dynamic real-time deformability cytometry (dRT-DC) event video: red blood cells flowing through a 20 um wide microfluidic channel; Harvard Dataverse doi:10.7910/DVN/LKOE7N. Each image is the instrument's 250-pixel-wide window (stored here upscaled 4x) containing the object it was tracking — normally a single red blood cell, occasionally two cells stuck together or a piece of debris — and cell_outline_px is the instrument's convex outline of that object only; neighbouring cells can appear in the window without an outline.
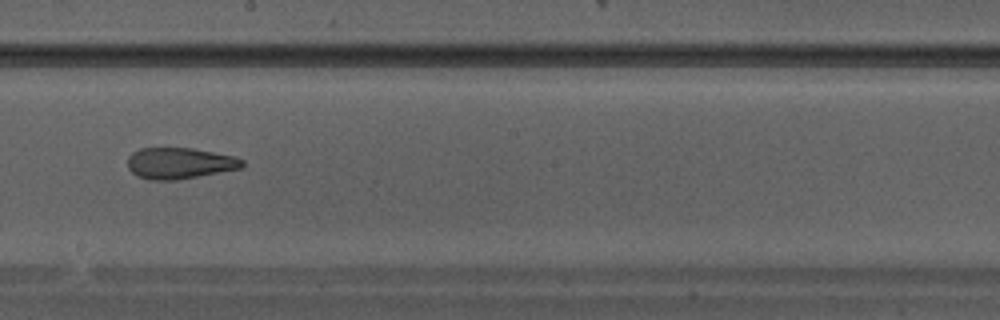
{"species": "Egyptian fruit bat (a non-hibernating species)", "species_latin": "Rousettus aegyptiacus", "temperature_condition": "warm", "stored_images_in_passage": 31, "camera_frame_rate_fps": 3000, "um_per_image_px": 0.085, "animal": {"sex": "male"}, "frame": {"image": 1, "passage_image": 18, "time_ms": 5.667, "image_size_px": [1000, 320], "cell_outline_px": [[244, 168], [176, 180], [152, 180], [136, 176], [128, 168], [128, 156], [132, 152], [140, 148], [192, 148], [232, 156], [244, 160]], "centroid_in_image_um": [15.26, 13.88], "position_along_channel_um": 232.9, "area_um2": 20.87}}